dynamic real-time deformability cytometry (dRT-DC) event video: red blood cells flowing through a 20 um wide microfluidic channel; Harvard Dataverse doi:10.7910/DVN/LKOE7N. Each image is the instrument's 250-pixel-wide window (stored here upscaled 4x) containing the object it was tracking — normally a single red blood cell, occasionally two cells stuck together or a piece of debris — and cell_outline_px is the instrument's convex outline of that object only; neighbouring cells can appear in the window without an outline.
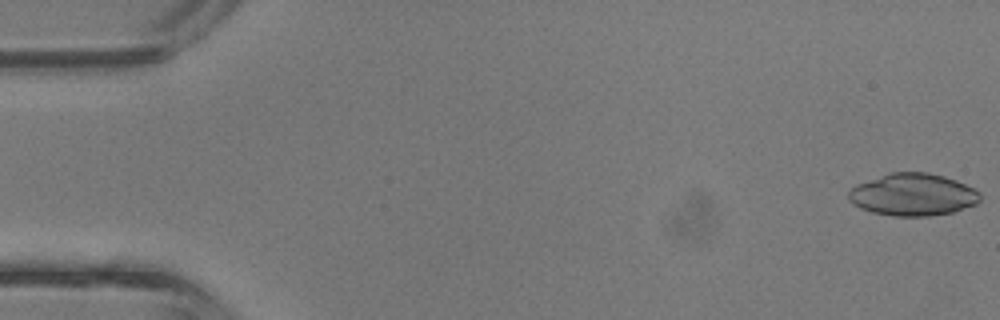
{"species": "common noctule bat (a hibernating species)", "species_latin": "Nyctalus noctula", "temperature_condition": "room temperature", "stored_images_in_passage": 4, "camera_frame_rate_fps": 3000, "um_per_image_px": 0.085, "animal": {"sex": "male", "body_mass_g": 13.3}, "frame": {"image": 1, "passage_image": 1, "time_ms": 0.0, "image_size_px": [1000, 320], "cell_outline_px": [[980, 200], [976, 204], [952, 212], [928, 216], [892, 216], [872, 212], [860, 208], [848, 200], [848, 192], [856, 184], [888, 172], [928, 172], [944, 176], [956, 180], [980, 192]], "centroid_in_image_um": [77.57, 16.54], "position_along_channel_um": 7.4, "area_um2": 32.48}}